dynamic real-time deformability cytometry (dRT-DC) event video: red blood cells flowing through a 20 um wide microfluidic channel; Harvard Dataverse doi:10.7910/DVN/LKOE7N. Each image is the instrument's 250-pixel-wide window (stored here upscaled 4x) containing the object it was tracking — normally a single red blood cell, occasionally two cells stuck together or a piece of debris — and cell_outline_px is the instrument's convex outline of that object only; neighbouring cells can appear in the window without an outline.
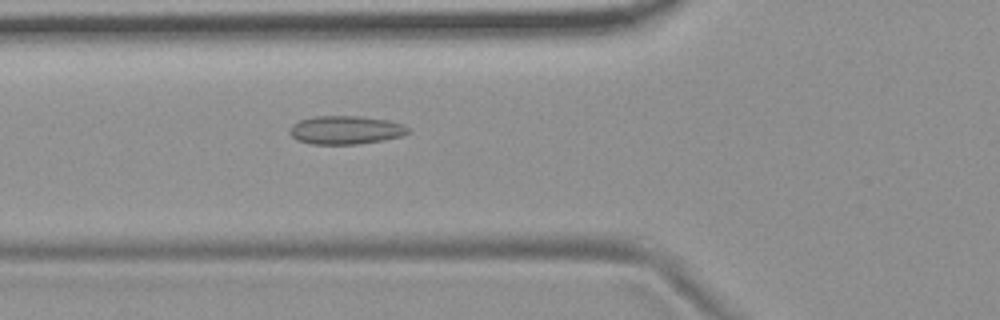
{"species": "common noctule bat (a hibernating species)", "species_latin": "Nyctalus noctula", "temperature_condition": "room temperature", "stored_images_in_passage": 52, "camera_frame_rate_fps": 3000, "um_per_image_px": 0.085, "animal": {"sex": "female", "body_mass_g": 19.9}, "frame": {"image": 1, "passage_image": 18, "time_ms": 5.667, "image_size_px": [1000, 320], "cell_outline_px": [[412, 128], [404, 136], [384, 140], [356, 144], [312, 144], [296, 140], [288, 132], [288, 128], [292, 124], [300, 120], [316, 116], [356, 116], [388, 120], [404, 124]], "centroid_in_image_um": [29.39, 11.05], "position_along_channel_um": 96.4, "area_um2": 19.83}}
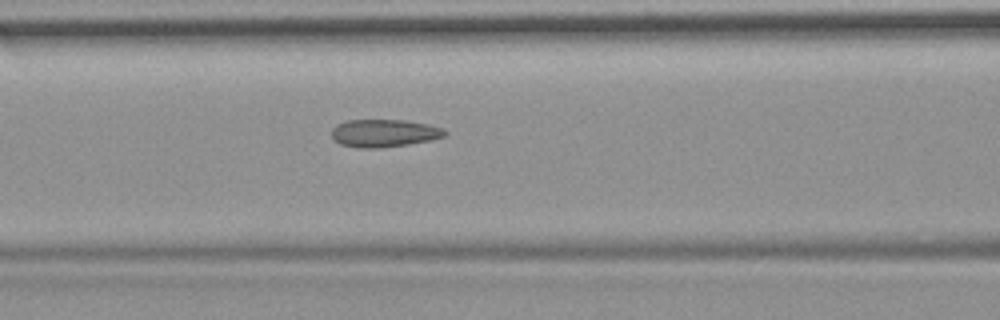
{"frame": {"image": 2, "passage_image": 21, "time_ms": 6.667, "image_size_px": [1000, 320], "cell_outline_px": [[448, 132], [444, 136], [428, 140], [408, 144], [380, 148], [356, 148], [340, 144], [332, 140], [332, 128], [336, 124], [348, 120], [404, 120], [428, 124], [444, 128]], "centroid_in_image_um": [32.61, 11.32], "position_along_channel_um": 134.0, "area_um2": 18.38}}
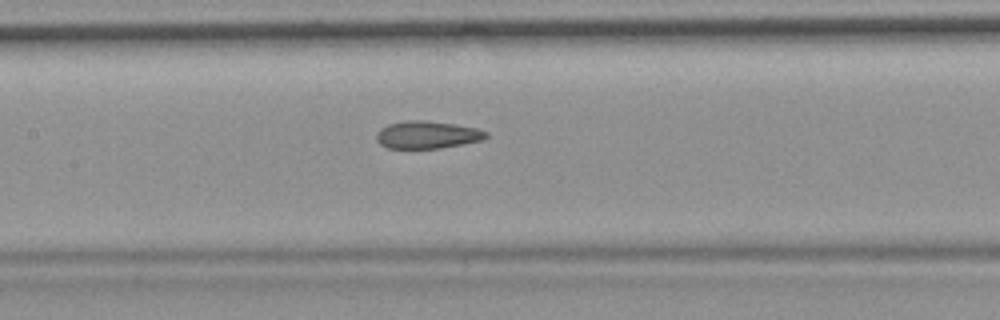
{"frame": {"image": 3, "passage_image": 24, "time_ms": 7.667, "image_size_px": [1000, 320], "cell_outline_px": [[488, 136], [484, 140], [440, 148], [388, 148], [380, 144], [376, 140], [376, 136], [380, 128], [388, 124], [408, 120], [424, 120], [456, 124], [476, 128], [488, 132]], "centroid_in_image_um": [36.33, 11.45], "position_along_channel_um": 171.1, "area_um2": 17.63}, "authors_computed_cell_mechanics": {"area_um2": 18.4671, "velocity_mm_per_s": 3.7153, "shape_relaxation_time_tau1_ms": null, "shape_relaxation_time_tau2_ms": 2.5201, "deformation_change_tau1": null, "deformation_change_tau2": 0.0815}}